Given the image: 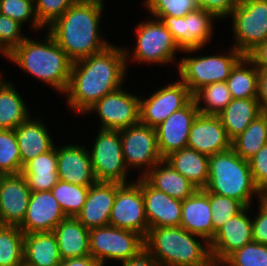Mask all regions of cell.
I'll list each match as a JSON object with an SVG mask.
<instances>
[{
  "label": "cell",
  "instance_id": "obj_17",
  "mask_svg": "<svg viewBox=\"0 0 267 266\" xmlns=\"http://www.w3.org/2000/svg\"><path fill=\"white\" fill-rule=\"evenodd\" d=\"M249 207L228 220L209 242L213 261L223 262L231 253L253 241L252 219L248 217Z\"/></svg>",
  "mask_w": 267,
  "mask_h": 266
},
{
  "label": "cell",
  "instance_id": "obj_18",
  "mask_svg": "<svg viewBox=\"0 0 267 266\" xmlns=\"http://www.w3.org/2000/svg\"><path fill=\"white\" fill-rule=\"evenodd\" d=\"M65 218L51 190L31 192L26 215L18 227L24 234L52 232Z\"/></svg>",
  "mask_w": 267,
  "mask_h": 266
},
{
  "label": "cell",
  "instance_id": "obj_36",
  "mask_svg": "<svg viewBox=\"0 0 267 266\" xmlns=\"http://www.w3.org/2000/svg\"><path fill=\"white\" fill-rule=\"evenodd\" d=\"M23 251V231L18 226L0 225V266H20Z\"/></svg>",
  "mask_w": 267,
  "mask_h": 266
},
{
  "label": "cell",
  "instance_id": "obj_26",
  "mask_svg": "<svg viewBox=\"0 0 267 266\" xmlns=\"http://www.w3.org/2000/svg\"><path fill=\"white\" fill-rule=\"evenodd\" d=\"M33 119L29 117L14 129L19 146L22 168L28 161L48 152L55 146L45 124L38 119Z\"/></svg>",
  "mask_w": 267,
  "mask_h": 266
},
{
  "label": "cell",
  "instance_id": "obj_3",
  "mask_svg": "<svg viewBox=\"0 0 267 266\" xmlns=\"http://www.w3.org/2000/svg\"><path fill=\"white\" fill-rule=\"evenodd\" d=\"M46 34L40 42L26 37L6 58L65 95L73 62L54 38Z\"/></svg>",
  "mask_w": 267,
  "mask_h": 266
},
{
  "label": "cell",
  "instance_id": "obj_46",
  "mask_svg": "<svg viewBox=\"0 0 267 266\" xmlns=\"http://www.w3.org/2000/svg\"><path fill=\"white\" fill-rule=\"evenodd\" d=\"M238 2L239 0H196L198 8L205 9L218 20L230 17Z\"/></svg>",
  "mask_w": 267,
  "mask_h": 266
},
{
  "label": "cell",
  "instance_id": "obj_47",
  "mask_svg": "<svg viewBox=\"0 0 267 266\" xmlns=\"http://www.w3.org/2000/svg\"><path fill=\"white\" fill-rule=\"evenodd\" d=\"M259 213L252 220L253 242L267 245V207L259 201Z\"/></svg>",
  "mask_w": 267,
  "mask_h": 266
},
{
  "label": "cell",
  "instance_id": "obj_20",
  "mask_svg": "<svg viewBox=\"0 0 267 266\" xmlns=\"http://www.w3.org/2000/svg\"><path fill=\"white\" fill-rule=\"evenodd\" d=\"M30 195L21 173L4 175L0 183V225L19 226L26 215Z\"/></svg>",
  "mask_w": 267,
  "mask_h": 266
},
{
  "label": "cell",
  "instance_id": "obj_40",
  "mask_svg": "<svg viewBox=\"0 0 267 266\" xmlns=\"http://www.w3.org/2000/svg\"><path fill=\"white\" fill-rule=\"evenodd\" d=\"M224 266H267V245L251 242L231 253Z\"/></svg>",
  "mask_w": 267,
  "mask_h": 266
},
{
  "label": "cell",
  "instance_id": "obj_54",
  "mask_svg": "<svg viewBox=\"0 0 267 266\" xmlns=\"http://www.w3.org/2000/svg\"><path fill=\"white\" fill-rule=\"evenodd\" d=\"M20 266H31V265H29V264H27L26 262L23 261Z\"/></svg>",
  "mask_w": 267,
  "mask_h": 266
},
{
  "label": "cell",
  "instance_id": "obj_31",
  "mask_svg": "<svg viewBox=\"0 0 267 266\" xmlns=\"http://www.w3.org/2000/svg\"><path fill=\"white\" fill-rule=\"evenodd\" d=\"M61 260L53 232L24 234V262L31 266H57Z\"/></svg>",
  "mask_w": 267,
  "mask_h": 266
},
{
  "label": "cell",
  "instance_id": "obj_52",
  "mask_svg": "<svg viewBox=\"0 0 267 266\" xmlns=\"http://www.w3.org/2000/svg\"><path fill=\"white\" fill-rule=\"evenodd\" d=\"M260 201L267 207V189L261 191Z\"/></svg>",
  "mask_w": 267,
  "mask_h": 266
},
{
  "label": "cell",
  "instance_id": "obj_50",
  "mask_svg": "<svg viewBox=\"0 0 267 266\" xmlns=\"http://www.w3.org/2000/svg\"><path fill=\"white\" fill-rule=\"evenodd\" d=\"M258 101L263 113H267V70L258 69Z\"/></svg>",
  "mask_w": 267,
  "mask_h": 266
},
{
  "label": "cell",
  "instance_id": "obj_2",
  "mask_svg": "<svg viewBox=\"0 0 267 266\" xmlns=\"http://www.w3.org/2000/svg\"><path fill=\"white\" fill-rule=\"evenodd\" d=\"M103 1L77 0L48 27V33L72 62L100 53L111 45L100 35Z\"/></svg>",
  "mask_w": 267,
  "mask_h": 266
},
{
  "label": "cell",
  "instance_id": "obj_42",
  "mask_svg": "<svg viewBox=\"0 0 267 266\" xmlns=\"http://www.w3.org/2000/svg\"><path fill=\"white\" fill-rule=\"evenodd\" d=\"M144 5L153 16L184 17L198 9L196 0H145Z\"/></svg>",
  "mask_w": 267,
  "mask_h": 266
},
{
  "label": "cell",
  "instance_id": "obj_10",
  "mask_svg": "<svg viewBox=\"0 0 267 266\" xmlns=\"http://www.w3.org/2000/svg\"><path fill=\"white\" fill-rule=\"evenodd\" d=\"M89 246L90 255L102 266L107 259L126 262L145 247L140 234L110 225L91 228Z\"/></svg>",
  "mask_w": 267,
  "mask_h": 266
},
{
  "label": "cell",
  "instance_id": "obj_21",
  "mask_svg": "<svg viewBox=\"0 0 267 266\" xmlns=\"http://www.w3.org/2000/svg\"><path fill=\"white\" fill-rule=\"evenodd\" d=\"M141 189L149 229L180 226L181 200L152 187L143 177H141Z\"/></svg>",
  "mask_w": 267,
  "mask_h": 266
},
{
  "label": "cell",
  "instance_id": "obj_39",
  "mask_svg": "<svg viewBox=\"0 0 267 266\" xmlns=\"http://www.w3.org/2000/svg\"><path fill=\"white\" fill-rule=\"evenodd\" d=\"M210 205L213 222V237L215 232L228 220L239 214L245 206L238 200L210 193Z\"/></svg>",
  "mask_w": 267,
  "mask_h": 266
},
{
  "label": "cell",
  "instance_id": "obj_24",
  "mask_svg": "<svg viewBox=\"0 0 267 266\" xmlns=\"http://www.w3.org/2000/svg\"><path fill=\"white\" fill-rule=\"evenodd\" d=\"M210 192L197 189L182 201L180 226L190 233L203 237L208 242L213 239V222Z\"/></svg>",
  "mask_w": 267,
  "mask_h": 266
},
{
  "label": "cell",
  "instance_id": "obj_44",
  "mask_svg": "<svg viewBox=\"0 0 267 266\" xmlns=\"http://www.w3.org/2000/svg\"><path fill=\"white\" fill-rule=\"evenodd\" d=\"M77 0H36L35 14L43 27L50 26Z\"/></svg>",
  "mask_w": 267,
  "mask_h": 266
},
{
  "label": "cell",
  "instance_id": "obj_35",
  "mask_svg": "<svg viewBox=\"0 0 267 266\" xmlns=\"http://www.w3.org/2000/svg\"><path fill=\"white\" fill-rule=\"evenodd\" d=\"M199 113L218 115L231 101L232 96L225 81L203 86L194 95ZM206 104L202 105L201 103ZM202 105V106H201Z\"/></svg>",
  "mask_w": 267,
  "mask_h": 266
},
{
  "label": "cell",
  "instance_id": "obj_9",
  "mask_svg": "<svg viewBox=\"0 0 267 266\" xmlns=\"http://www.w3.org/2000/svg\"><path fill=\"white\" fill-rule=\"evenodd\" d=\"M89 151L97 182L128 184V168L124 161L120 130L99 129Z\"/></svg>",
  "mask_w": 267,
  "mask_h": 266
},
{
  "label": "cell",
  "instance_id": "obj_27",
  "mask_svg": "<svg viewBox=\"0 0 267 266\" xmlns=\"http://www.w3.org/2000/svg\"><path fill=\"white\" fill-rule=\"evenodd\" d=\"M143 178L152 187L181 201L197 190L196 186L178 173L165 159L159 161Z\"/></svg>",
  "mask_w": 267,
  "mask_h": 266
},
{
  "label": "cell",
  "instance_id": "obj_51",
  "mask_svg": "<svg viewBox=\"0 0 267 266\" xmlns=\"http://www.w3.org/2000/svg\"><path fill=\"white\" fill-rule=\"evenodd\" d=\"M57 266H102V265L97 260H95L91 255H89L80 258L62 259Z\"/></svg>",
  "mask_w": 267,
  "mask_h": 266
},
{
  "label": "cell",
  "instance_id": "obj_38",
  "mask_svg": "<svg viewBox=\"0 0 267 266\" xmlns=\"http://www.w3.org/2000/svg\"><path fill=\"white\" fill-rule=\"evenodd\" d=\"M21 171L22 161L15 131L0 129V172L8 175Z\"/></svg>",
  "mask_w": 267,
  "mask_h": 266
},
{
  "label": "cell",
  "instance_id": "obj_15",
  "mask_svg": "<svg viewBox=\"0 0 267 266\" xmlns=\"http://www.w3.org/2000/svg\"><path fill=\"white\" fill-rule=\"evenodd\" d=\"M140 98L119 88L98 100L87 112L98 114L100 129L121 130L140 122Z\"/></svg>",
  "mask_w": 267,
  "mask_h": 266
},
{
  "label": "cell",
  "instance_id": "obj_1",
  "mask_svg": "<svg viewBox=\"0 0 267 266\" xmlns=\"http://www.w3.org/2000/svg\"><path fill=\"white\" fill-rule=\"evenodd\" d=\"M127 65L124 48L112 44L100 53L73 62L65 92L69 107L74 113H87L98 100L121 88Z\"/></svg>",
  "mask_w": 267,
  "mask_h": 266
},
{
  "label": "cell",
  "instance_id": "obj_32",
  "mask_svg": "<svg viewBox=\"0 0 267 266\" xmlns=\"http://www.w3.org/2000/svg\"><path fill=\"white\" fill-rule=\"evenodd\" d=\"M24 100L11 82L0 81V129L14 130L29 115Z\"/></svg>",
  "mask_w": 267,
  "mask_h": 266
},
{
  "label": "cell",
  "instance_id": "obj_16",
  "mask_svg": "<svg viewBox=\"0 0 267 266\" xmlns=\"http://www.w3.org/2000/svg\"><path fill=\"white\" fill-rule=\"evenodd\" d=\"M199 110L192 99L181 110L173 112L155 129L160 154L163 159L171 153L187 147L191 125Z\"/></svg>",
  "mask_w": 267,
  "mask_h": 266
},
{
  "label": "cell",
  "instance_id": "obj_48",
  "mask_svg": "<svg viewBox=\"0 0 267 266\" xmlns=\"http://www.w3.org/2000/svg\"><path fill=\"white\" fill-rule=\"evenodd\" d=\"M122 266H160V264L144 247L135 256L123 262Z\"/></svg>",
  "mask_w": 267,
  "mask_h": 266
},
{
  "label": "cell",
  "instance_id": "obj_7",
  "mask_svg": "<svg viewBox=\"0 0 267 266\" xmlns=\"http://www.w3.org/2000/svg\"><path fill=\"white\" fill-rule=\"evenodd\" d=\"M136 46L132 58L125 48L126 60L131 59L136 62L151 64H168L175 59L178 50H183L174 40L165 24L159 20H148L137 25Z\"/></svg>",
  "mask_w": 267,
  "mask_h": 266
},
{
  "label": "cell",
  "instance_id": "obj_41",
  "mask_svg": "<svg viewBox=\"0 0 267 266\" xmlns=\"http://www.w3.org/2000/svg\"><path fill=\"white\" fill-rule=\"evenodd\" d=\"M0 13L16 20L21 25L25 22H32L35 30H40L43 26L39 23L35 14V5L30 0H0Z\"/></svg>",
  "mask_w": 267,
  "mask_h": 266
},
{
  "label": "cell",
  "instance_id": "obj_28",
  "mask_svg": "<svg viewBox=\"0 0 267 266\" xmlns=\"http://www.w3.org/2000/svg\"><path fill=\"white\" fill-rule=\"evenodd\" d=\"M21 174L25 177L31 192L50 191L59 180L56 146L25 163Z\"/></svg>",
  "mask_w": 267,
  "mask_h": 266
},
{
  "label": "cell",
  "instance_id": "obj_4",
  "mask_svg": "<svg viewBox=\"0 0 267 266\" xmlns=\"http://www.w3.org/2000/svg\"><path fill=\"white\" fill-rule=\"evenodd\" d=\"M144 246L160 266H207L212 261L209 242L181 226L149 229Z\"/></svg>",
  "mask_w": 267,
  "mask_h": 266
},
{
  "label": "cell",
  "instance_id": "obj_37",
  "mask_svg": "<svg viewBox=\"0 0 267 266\" xmlns=\"http://www.w3.org/2000/svg\"><path fill=\"white\" fill-rule=\"evenodd\" d=\"M88 190L89 186L74 185L73 183L58 180L51 192L59 202L66 217H76L83 208Z\"/></svg>",
  "mask_w": 267,
  "mask_h": 266
},
{
  "label": "cell",
  "instance_id": "obj_34",
  "mask_svg": "<svg viewBox=\"0 0 267 266\" xmlns=\"http://www.w3.org/2000/svg\"><path fill=\"white\" fill-rule=\"evenodd\" d=\"M265 144H267V113H262L232 140V149L242 159L248 161Z\"/></svg>",
  "mask_w": 267,
  "mask_h": 266
},
{
  "label": "cell",
  "instance_id": "obj_53",
  "mask_svg": "<svg viewBox=\"0 0 267 266\" xmlns=\"http://www.w3.org/2000/svg\"><path fill=\"white\" fill-rule=\"evenodd\" d=\"M207 266H224V263L212 260Z\"/></svg>",
  "mask_w": 267,
  "mask_h": 266
},
{
  "label": "cell",
  "instance_id": "obj_55",
  "mask_svg": "<svg viewBox=\"0 0 267 266\" xmlns=\"http://www.w3.org/2000/svg\"><path fill=\"white\" fill-rule=\"evenodd\" d=\"M4 176V174L2 172H0V183H1V179Z\"/></svg>",
  "mask_w": 267,
  "mask_h": 266
},
{
  "label": "cell",
  "instance_id": "obj_49",
  "mask_svg": "<svg viewBox=\"0 0 267 266\" xmlns=\"http://www.w3.org/2000/svg\"><path fill=\"white\" fill-rule=\"evenodd\" d=\"M247 57L258 69L267 70V40L259 44Z\"/></svg>",
  "mask_w": 267,
  "mask_h": 266
},
{
  "label": "cell",
  "instance_id": "obj_6",
  "mask_svg": "<svg viewBox=\"0 0 267 266\" xmlns=\"http://www.w3.org/2000/svg\"><path fill=\"white\" fill-rule=\"evenodd\" d=\"M230 49L225 55L186 56L180 59L178 74L192 95L203 86L227 80L232 69L244 57L234 47Z\"/></svg>",
  "mask_w": 267,
  "mask_h": 266
},
{
  "label": "cell",
  "instance_id": "obj_11",
  "mask_svg": "<svg viewBox=\"0 0 267 266\" xmlns=\"http://www.w3.org/2000/svg\"><path fill=\"white\" fill-rule=\"evenodd\" d=\"M122 152L127 168H143L145 176L163 160L157 141L156 129L141 122L120 130Z\"/></svg>",
  "mask_w": 267,
  "mask_h": 266
},
{
  "label": "cell",
  "instance_id": "obj_23",
  "mask_svg": "<svg viewBox=\"0 0 267 266\" xmlns=\"http://www.w3.org/2000/svg\"><path fill=\"white\" fill-rule=\"evenodd\" d=\"M116 192L117 183L96 182L89 186L83 208L75 218L88 229L108 226Z\"/></svg>",
  "mask_w": 267,
  "mask_h": 266
},
{
  "label": "cell",
  "instance_id": "obj_22",
  "mask_svg": "<svg viewBox=\"0 0 267 266\" xmlns=\"http://www.w3.org/2000/svg\"><path fill=\"white\" fill-rule=\"evenodd\" d=\"M56 151L59 180L81 186H91L97 182L86 147L66 144L60 148L56 146Z\"/></svg>",
  "mask_w": 267,
  "mask_h": 266
},
{
  "label": "cell",
  "instance_id": "obj_13",
  "mask_svg": "<svg viewBox=\"0 0 267 266\" xmlns=\"http://www.w3.org/2000/svg\"><path fill=\"white\" fill-rule=\"evenodd\" d=\"M161 20L184 53H194L212 38L213 19L217 18L205 9L198 8L184 17L154 16Z\"/></svg>",
  "mask_w": 267,
  "mask_h": 266
},
{
  "label": "cell",
  "instance_id": "obj_5",
  "mask_svg": "<svg viewBox=\"0 0 267 266\" xmlns=\"http://www.w3.org/2000/svg\"><path fill=\"white\" fill-rule=\"evenodd\" d=\"M207 192L231 197L250 207L253 195L260 190L255 186L249 162L242 159L232 148L209 156Z\"/></svg>",
  "mask_w": 267,
  "mask_h": 266
},
{
  "label": "cell",
  "instance_id": "obj_25",
  "mask_svg": "<svg viewBox=\"0 0 267 266\" xmlns=\"http://www.w3.org/2000/svg\"><path fill=\"white\" fill-rule=\"evenodd\" d=\"M89 231L75 217H66L52 231L56 237L61 259L90 255Z\"/></svg>",
  "mask_w": 267,
  "mask_h": 266
},
{
  "label": "cell",
  "instance_id": "obj_33",
  "mask_svg": "<svg viewBox=\"0 0 267 266\" xmlns=\"http://www.w3.org/2000/svg\"><path fill=\"white\" fill-rule=\"evenodd\" d=\"M225 82L232 99L258 98V68L247 56L235 65Z\"/></svg>",
  "mask_w": 267,
  "mask_h": 266
},
{
  "label": "cell",
  "instance_id": "obj_14",
  "mask_svg": "<svg viewBox=\"0 0 267 266\" xmlns=\"http://www.w3.org/2000/svg\"><path fill=\"white\" fill-rule=\"evenodd\" d=\"M193 95L180 79L167 86L158 88L147 99H140V122L156 128L173 112L181 110Z\"/></svg>",
  "mask_w": 267,
  "mask_h": 266
},
{
  "label": "cell",
  "instance_id": "obj_45",
  "mask_svg": "<svg viewBox=\"0 0 267 266\" xmlns=\"http://www.w3.org/2000/svg\"><path fill=\"white\" fill-rule=\"evenodd\" d=\"M255 186L261 191L267 189V144L248 160Z\"/></svg>",
  "mask_w": 267,
  "mask_h": 266
},
{
  "label": "cell",
  "instance_id": "obj_29",
  "mask_svg": "<svg viewBox=\"0 0 267 266\" xmlns=\"http://www.w3.org/2000/svg\"><path fill=\"white\" fill-rule=\"evenodd\" d=\"M171 166L188 179L197 189H204L208 182L209 156L184 147L165 158Z\"/></svg>",
  "mask_w": 267,
  "mask_h": 266
},
{
  "label": "cell",
  "instance_id": "obj_43",
  "mask_svg": "<svg viewBox=\"0 0 267 266\" xmlns=\"http://www.w3.org/2000/svg\"><path fill=\"white\" fill-rule=\"evenodd\" d=\"M22 25L0 13V52L8 56L25 38L20 31Z\"/></svg>",
  "mask_w": 267,
  "mask_h": 266
},
{
  "label": "cell",
  "instance_id": "obj_19",
  "mask_svg": "<svg viewBox=\"0 0 267 266\" xmlns=\"http://www.w3.org/2000/svg\"><path fill=\"white\" fill-rule=\"evenodd\" d=\"M187 147L210 156L231 149L232 140L217 115L198 113L190 128Z\"/></svg>",
  "mask_w": 267,
  "mask_h": 266
},
{
  "label": "cell",
  "instance_id": "obj_12",
  "mask_svg": "<svg viewBox=\"0 0 267 266\" xmlns=\"http://www.w3.org/2000/svg\"><path fill=\"white\" fill-rule=\"evenodd\" d=\"M128 184L117 183L115 202L111 209L109 225L131 230L144 239L149 232L141 189V177Z\"/></svg>",
  "mask_w": 267,
  "mask_h": 266
},
{
  "label": "cell",
  "instance_id": "obj_8",
  "mask_svg": "<svg viewBox=\"0 0 267 266\" xmlns=\"http://www.w3.org/2000/svg\"><path fill=\"white\" fill-rule=\"evenodd\" d=\"M230 16L233 47L244 56L267 40V0H239Z\"/></svg>",
  "mask_w": 267,
  "mask_h": 266
},
{
  "label": "cell",
  "instance_id": "obj_30",
  "mask_svg": "<svg viewBox=\"0 0 267 266\" xmlns=\"http://www.w3.org/2000/svg\"><path fill=\"white\" fill-rule=\"evenodd\" d=\"M263 112L258 98L232 99L217 115L228 137L233 140Z\"/></svg>",
  "mask_w": 267,
  "mask_h": 266
}]
</instances>
